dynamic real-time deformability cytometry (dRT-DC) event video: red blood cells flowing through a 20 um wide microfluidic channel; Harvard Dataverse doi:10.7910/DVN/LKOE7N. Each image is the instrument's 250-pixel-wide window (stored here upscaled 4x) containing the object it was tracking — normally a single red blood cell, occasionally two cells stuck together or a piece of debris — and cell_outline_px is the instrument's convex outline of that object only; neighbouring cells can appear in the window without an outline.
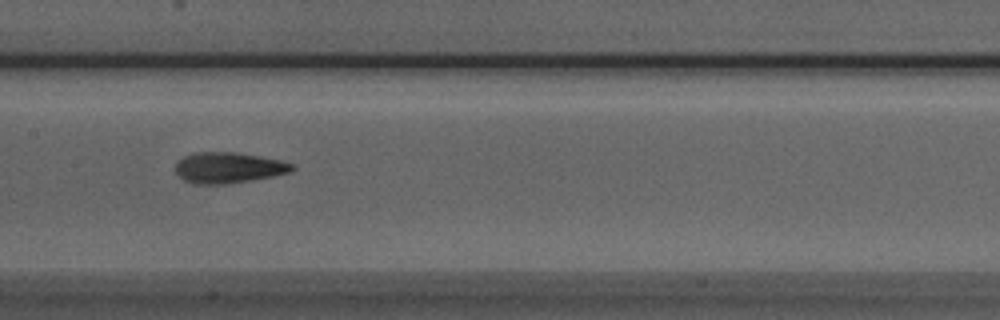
{"species": "Egyptian fruit bat (a non-hibernating species)", "species_latin": "Rousettus aegyptiacus", "temperature_condition": "room temperature", "stored_images_in_passage": 37, "camera_frame_rate_fps": 3000, "um_per_image_px": 0.085, "animal": {"sex": "male"}, "frame": {"image": 1, "passage_image": 11, "time_ms": 3.333, "image_size_px": [1000, 320], "cell_outline_px": [[296, 168], [288, 172], [272, 176], [224, 184], [196, 184], [184, 180], [176, 172], [176, 160], [192, 152], [236, 152], [260, 156], [280, 160], [292, 164]], "centroid_in_image_um": [19.37, 14.24], "position_along_channel_um": 188.0, "area_um2": 20.81}}